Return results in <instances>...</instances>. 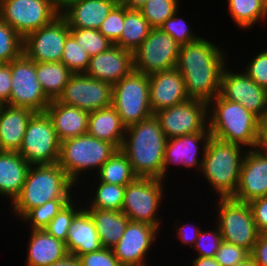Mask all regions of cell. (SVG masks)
Listing matches in <instances>:
<instances>
[{
  "label": "cell",
  "mask_w": 267,
  "mask_h": 266,
  "mask_svg": "<svg viewBox=\"0 0 267 266\" xmlns=\"http://www.w3.org/2000/svg\"><path fill=\"white\" fill-rule=\"evenodd\" d=\"M78 187L60 167L52 164L31 165L21 193L10 204L11 213L21 220L31 209L53 199H73Z\"/></svg>",
  "instance_id": "cell-4"
},
{
  "label": "cell",
  "mask_w": 267,
  "mask_h": 266,
  "mask_svg": "<svg viewBox=\"0 0 267 266\" xmlns=\"http://www.w3.org/2000/svg\"><path fill=\"white\" fill-rule=\"evenodd\" d=\"M79 259L82 266H122L112 248L102 247L98 251L80 255Z\"/></svg>",
  "instance_id": "cell-47"
},
{
  "label": "cell",
  "mask_w": 267,
  "mask_h": 266,
  "mask_svg": "<svg viewBox=\"0 0 267 266\" xmlns=\"http://www.w3.org/2000/svg\"><path fill=\"white\" fill-rule=\"evenodd\" d=\"M57 101L94 112L111 106L112 85L85 73L72 74Z\"/></svg>",
  "instance_id": "cell-17"
},
{
  "label": "cell",
  "mask_w": 267,
  "mask_h": 266,
  "mask_svg": "<svg viewBox=\"0 0 267 266\" xmlns=\"http://www.w3.org/2000/svg\"><path fill=\"white\" fill-rule=\"evenodd\" d=\"M18 153L30 165L58 162L60 141L46 112L35 113L31 117Z\"/></svg>",
  "instance_id": "cell-10"
},
{
  "label": "cell",
  "mask_w": 267,
  "mask_h": 266,
  "mask_svg": "<svg viewBox=\"0 0 267 266\" xmlns=\"http://www.w3.org/2000/svg\"><path fill=\"white\" fill-rule=\"evenodd\" d=\"M29 230L26 266H49L68 254L64 241L54 238L44 229Z\"/></svg>",
  "instance_id": "cell-27"
},
{
  "label": "cell",
  "mask_w": 267,
  "mask_h": 266,
  "mask_svg": "<svg viewBox=\"0 0 267 266\" xmlns=\"http://www.w3.org/2000/svg\"><path fill=\"white\" fill-rule=\"evenodd\" d=\"M65 244L68 253L78 257L102 248L95 224L84 207L74 216Z\"/></svg>",
  "instance_id": "cell-26"
},
{
  "label": "cell",
  "mask_w": 267,
  "mask_h": 266,
  "mask_svg": "<svg viewBox=\"0 0 267 266\" xmlns=\"http://www.w3.org/2000/svg\"><path fill=\"white\" fill-rule=\"evenodd\" d=\"M70 34L89 56L107 51L114 45L96 29L70 28Z\"/></svg>",
  "instance_id": "cell-40"
},
{
  "label": "cell",
  "mask_w": 267,
  "mask_h": 266,
  "mask_svg": "<svg viewBox=\"0 0 267 266\" xmlns=\"http://www.w3.org/2000/svg\"><path fill=\"white\" fill-rule=\"evenodd\" d=\"M261 121L244 106L220 94L208 102V129L212 137L221 141L246 146L248 150L258 148Z\"/></svg>",
  "instance_id": "cell-3"
},
{
  "label": "cell",
  "mask_w": 267,
  "mask_h": 266,
  "mask_svg": "<svg viewBox=\"0 0 267 266\" xmlns=\"http://www.w3.org/2000/svg\"><path fill=\"white\" fill-rule=\"evenodd\" d=\"M249 256L250 253L246 249L223 241L215 254V259L221 266H233Z\"/></svg>",
  "instance_id": "cell-46"
},
{
  "label": "cell",
  "mask_w": 267,
  "mask_h": 266,
  "mask_svg": "<svg viewBox=\"0 0 267 266\" xmlns=\"http://www.w3.org/2000/svg\"><path fill=\"white\" fill-rule=\"evenodd\" d=\"M233 266H257L251 256Z\"/></svg>",
  "instance_id": "cell-57"
},
{
  "label": "cell",
  "mask_w": 267,
  "mask_h": 266,
  "mask_svg": "<svg viewBox=\"0 0 267 266\" xmlns=\"http://www.w3.org/2000/svg\"><path fill=\"white\" fill-rule=\"evenodd\" d=\"M97 230L102 247L112 248L124 234L129 218L122 211L85 208Z\"/></svg>",
  "instance_id": "cell-30"
},
{
  "label": "cell",
  "mask_w": 267,
  "mask_h": 266,
  "mask_svg": "<svg viewBox=\"0 0 267 266\" xmlns=\"http://www.w3.org/2000/svg\"><path fill=\"white\" fill-rule=\"evenodd\" d=\"M133 70V52L112 45L107 51L91 56L85 74L113 86Z\"/></svg>",
  "instance_id": "cell-22"
},
{
  "label": "cell",
  "mask_w": 267,
  "mask_h": 266,
  "mask_svg": "<svg viewBox=\"0 0 267 266\" xmlns=\"http://www.w3.org/2000/svg\"><path fill=\"white\" fill-rule=\"evenodd\" d=\"M147 0H123L122 4L131 10H140Z\"/></svg>",
  "instance_id": "cell-55"
},
{
  "label": "cell",
  "mask_w": 267,
  "mask_h": 266,
  "mask_svg": "<svg viewBox=\"0 0 267 266\" xmlns=\"http://www.w3.org/2000/svg\"><path fill=\"white\" fill-rule=\"evenodd\" d=\"M116 4L115 0H75L60 15L69 28L98 30Z\"/></svg>",
  "instance_id": "cell-23"
},
{
  "label": "cell",
  "mask_w": 267,
  "mask_h": 266,
  "mask_svg": "<svg viewBox=\"0 0 267 266\" xmlns=\"http://www.w3.org/2000/svg\"><path fill=\"white\" fill-rule=\"evenodd\" d=\"M165 181L167 180L136 177L126 185L121 211L130 221L147 223L160 231L162 218L158 216V212L166 194Z\"/></svg>",
  "instance_id": "cell-7"
},
{
  "label": "cell",
  "mask_w": 267,
  "mask_h": 266,
  "mask_svg": "<svg viewBox=\"0 0 267 266\" xmlns=\"http://www.w3.org/2000/svg\"><path fill=\"white\" fill-rule=\"evenodd\" d=\"M91 56L76 42L74 37L69 34L65 40L64 51L61 62L73 73H85Z\"/></svg>",
  "instance_id": "cell-41"
},
{
  "label": "cell",
  "mask_w": 267,
  "mask_h": 266,
  "mask_svg": "<svg viewBox=\"0 0 267 266\" xmlns=\"http://www.w3.org/2000/svg\"><path fill=\"white\" fill-rule=\"evenodd\" d=\"M179 7V0H147L140 11L152 28H159Z\"/></svg>",
  "instance_id": "cell-38"
},
{
  "label": "cell",
  "mask_w": 267,
  "mask_h": 266,
  "mask_svg": "<svg viewBox=\"0 0 267 266\" xmlns=\"http://www.w3.org/2000/svg\"><path fill=\"white\" fill-rule=\"evenodd\" d=\"M193 266H221L215 257H198L192 260Z\"/></svg>",
  "instance_id": "cell-53"
},
{
  "label": "cell",
  "mask_w": 267,
  "mask_h": 266,
  "mask_svg": "<svg viewBox=\"0 0 267 266\" xmlns=\"http://www.w3.org/2000/svg\"><path fill=\"white\" fill-rule=\"evenodd\" d=\"M159 28L170 35L180 46L193 43L201 38L192 30L187 21L180 17L179 9Z\"/></svg>",
  "instance_id": "cell-42"
},
{
  "label": "cell",
  "mask_w": 267,
  "mask_h": 266,
  "mask_svg": "<svg viewBox=\"0 0 267 266\" xmlns=\"http://www.w3.org/2000/svg\"><path fill=\"white\" fill-rule=\"evenodd\" d=\"M117 3H122L123 0H115Z\"/></svg>",
  "instance_id": "cell-58"
},
{
  "label": "cell",
  "mask_w": 267,
  "mask_h": 266,
  "mask_svg": "<svg viewBox=\"0 0 267 266\" xmlns=\"http://www.w3.org/2000/svg\"><path fill=\"white\" fill-rule=\"evenodd\" d=\"M149 77L133 70L112 86V106L127 127L153 116L150 108Z\"/></svg>",
  "instance_id": "cell-8"
},
{
  "label": "cell",
  "mask_w": 267,
  "mask_h": 266,
  "mask_svg": "<svg viewBox=\"0 0 267 266\" xmlns=\"http://www.w3.org/2000/svg\"><path fill=\"white\" fill-rule=\"evenodd\" d=\"M23 53V37L0 17V63H10Z\"/></svg>",
  "instance_id": "cell-39"
},
{
  "label": "cell",
  "mask_w": 267,
  "mask_h": 266,
  "mask_svg": "<svg viewBox=\"0 0 267 266\" xmlns=\"http://www.w3.org/2000/svg\"><path fill=\"white\" fill-rule=\"evenodd\" d=\"M12 89L8 105L23 107L35 113L45 112L51 100L37 78L36 62L22 53L11 61Z\"/></svg>",
  "instance_id": "cell-11"
},
{
  "label": "cell",
  "mask_w": 267,
  "mask_h": 266,
  "mask_svg": "<svg viewBox=\"0 0 267 266\" xmlns=\"http://www.w3.org/2000/svg\"><path fill=\"white\" fill-rule=\"evenodd\" d=\"M72 199H53L44 205L31 209L20 221L28 223L32 230H42L57 213L66 206Z\"/></svg>",
  "instance_id": "cell-36"
},
{
  "label": "cell",
  "mask_w": 267,
  "mask_h": 266,
  "mask_svg": "<svg viewBox=\"0 0 267 266\" xmlns=\"http://www.w3.org/2000/svg\"><path fill=\"white\" fill-rule=\"evenodd\" d=\"M11 62L0 63V105H8L12 89Z\"/></svg>",
  "instance_id": "cell-49"
},
{
  "label": "cell",
  "mask_w": 267,
  "mask_h": 266,
  "mask_svg": "<svg viewBox=\"0 0 267 266\" xmlns=\"http://www.w3.org/2000/svg\"><path fill=\"white\" fill-rule=\"evenodd\" d=\"M59 15L50 0H0V17L23 38Z\"/></svg>",
  "instance_id": "cell-13"
},
{
  "label": "cell",
  "mask_w": 267,
  "mask_h": 266,
  "mask_svg": "<svg viewBox=\"0 0 267 266\" xmlns=\"http://www.w3.org/2000/svg\"><path fill=\"white\" fill-rule=\"evenodd\" d=\"M217 221L223 241L252 251L257 241V230L251 207L248 203L233 198H217Z\"/></svg>",
  "instance_id": "cell-9"
},
{
  "label": "cell",
  "mask_w": 267,
  "mask_h": 266,
  "mask_svg": "<svg viewBox=\"0 0 267 266\" xmlns=\"http://www.w3.org/2000/svg\"><path fill=\"white\" fill-rule=\"evenodd\" d=\"M117 148L110 142L99 140L88 133L60 142L58 164L68 177L78 186L81 175L98 172ZM94 169V170H93ZM90 170V171H89ZM81 179V180H80Z\"/></svg>",
  "instance_id": "cell-6"
},
{
  "label": "cell",
  "mask_w": 267,
  "mask_h": 266,
  "mask_svg": "<svg viewBox=\"0 0 267 266\" xmlns=\"http://www.w3.org/2000/svg\"><path fill=\"white\" fill-rule=\"evenodd\" d=\"M75 199H79L78 196H75L74 199L64 206L44 229L54 238L64 242L67 240L68 230L74 216L83 208L82 206H84L83 203L81 204Z\"/></svg>",
  "instance_id": "cell-37"
},
{
  "label": "cell",
  "mask_w": 267,
  "mask_h": 266,
  "mask_svg": "<svg viewBox=\"0 0 267 266\" xmlns=\"http://www.w3.org/2000/svg\"><path fill=\"white\" fill-rule=\"evenodd\" d=\"M223 242L222 235L218 225L215 226V229L203 230L201 229L197 240L192 247L196 252H198V257H215L217 250L220 247V244ZM197 250V251H196Z\"/></svg>",
  "instance_id": "cell-44"
},
{
  "label": "cell",
  "mask_w": 267,
  "mask_h": 266,
  "mask_svg": "<svg viewBox=\"0 0 267 266\" xmlns=\"http://www.w3.org/2000/svg\"><path fill=\"white\" fill-rule=\"evenodd\" d=\"M75 0H50L51 4L61 13L69 4Z\"/></svg>",
  "instance_id": "cell-56"
},
{
  "label": "cell",
  "mask_w": 267,
  "mask_h": 266,
  "mask_svg": "<svg viewBox=\"0 0 267 266\" xmlns=\"http://www.w3.org/2000/svg\"><path fill=\"white\" fill-rule=\"evenodd\" d=\"M31 165L16 151H0V196L12 202L21 193Z\"/></svg>",
  "instance_id": "cell-28"
},
{
  "label": "cell",
  "mask_w": 267,
  "mask_h": 266,
  "mask_svg": "<svg viewBox=\"0 0 267 266\" xmlns=\"http://www.w3.org/2000/svg\"><path fill=\"white\" fill-rule=\"evenodd\" d=\"M226 64L220 83V95L229 101L239 103L261 120L267 118V90L260 87L244 71H231Z\"/></svg>",
  "instance_id": "cell-15"
},
{
  "label": "cell",
  "mask_w": 267,
  "mask_h": 266,
  "mask_svg": "<svg viewBox=\"0 0 267 266\" xmlns=\"http://www.w3.org/2000/svg\"><path fill=\"white\" fill-rule=\"evenodd\" d=\"M34 114L28 108L0 105V151L20 150L28 122Z\"/></svg>",
  "instance_id": "cell-25"
},
{
  "label": "cell",
  "mask_w": 267,
  "mask_h": 266,
  "mask_svg": "<svg viewBox=\"0 0 267 266\" xmlns=\"http://www.w3.org/2000/svg\"><path fill=\"white\" fill-rule=\"evenodd\" d=\"M227 1L229 15L239 29L251 30L256 23L267 20V4L263 0Z\"/></svg>",
  "instance_id": "cell-33"
},
{
  "label": "cell",
  "mask_w": 267,
  "mask_h": 266,
  "mask_svg": "<svg viewBox=\"0 0 267 266\" xmlns=\"http://www.w3.org/2000/svg\"><path fill=\"white\" fill-rule=\"evenodd\" d=\"M248 149L210 137L200 174L217 198H233L237 189L242 163Z\"/></svg>",
  "instance_id": "cell-5"
},
{
  "label": "cell",
  "mask_w": 267,
  "mask_h": 266,
  "mask_svg": "<svg viewBox=\"0 0 267 266\" xmlns=\"http://www.w3.org/2000/svg\"><path fill=\"white\" fill-rule=\"evenodd\" d=\"M267 195V153L259 147L247 151L233 199L249 203Z\"/></svg>",
  "instance_id": "cell-20"
},
{
  "label": "cell",
  "mask_w": 267,
  "mask_h": 266,
  "mask_svg": "<svg viewBox=\"0 0 267 266\" xmlns=\"http://www.w3.org/2000/svg\"><path fill=\"white\" fill-rule=\"evenodd\" d=\"M253 218L260 234H267V195L250 201Z\"/></svg>",
  "instance_id": "cell-48"
},
{
  "label": "cell",
  "mask_w": 267,
  "mask_h": 266,
  "mask_svg": "<svg viewBox=\"0 0 267 266\" xmlns=\"http://www.w3.org/2000/svg\"><path fill=\"white\" fill-rule=\"evenodd\" d=\"M45 112L50 117L60 142L86 134L89 112L52 100Z\"/></svg>",
  "instance_id": "cell-24"
},
{
  "label": "cell",
  "mask_w": 267,
  "mask_h": 266,
  "mask_svg": "<svg viewBox=\"0 0 267 266\" xmlns=\"http://www.w3.org/2000/svg\"><path fill=\"white\" fill-rule=\"evenodd\" d=\"M213 43L201 37L180 46L175 67L184 79L189 98L207 103L219 95L221 74L229 59L224 48Z\"/></svg>",
  "instance_id": "cell-1"
},
{
  "label": "cell",
  "mask_w": 267,
  "mask_h": 266,
  "mask_svg": "<svg viewBox=\"0 0 267 266\" xmlns=\"http://www.w3.org/2000/svg\"><path fill=\"white\" fill-rule=\"evenodd\" d=\"M250 256L257 266H267V234H259Z\"/></svg>",
  "instance_id": "cell-51"
},
{
  "label": "cell",
  "mask_w": 267,
  "mask_h": 266,
  "mask_svg": "<svg viewBox=\"0 0 267 266\" xmlns=\"http://www.w3.org/2000/svg\"><path fill=\"white\" fill-rule=\"evenodd\" d=\"M36 73L51 101L58 99L73 74L62 62H36Z\"/></svg>",
  "instance_id": "cell-31"
},
{
  "label": "cell",
  "mask_w": 267,
  "mask_h": 266,
  "mask_svg": "<svg viewBox=\"0 0 267 266\" xmlns=\"http://www.w3.org/2000/svg\"><path fill=\"white\" fill-rule=\"evenodd\" d=\"M148 77L150 108L153 114L190 99L184 79L176 68L153 73Z\"/></svg>",
  "instance_id": "cell-21"
},
{
  "label": "cell",
  "mask_w": 267,
  "mask_h": 266,
  "mask_svg": "<svg viewBox=\"0 0 267 266\" xmlns=\"http://www.w3.org/2000/svg\"><path fill=\"white\" fill-rule=\"evenodd\" d=\"M95 177L104 183L126 186L137 176L133 172L127 155L121 149H117L97 174L95 173Z\"/></svg>",
  "instance_id": "cell-34"
},
{
  "label": "cell",
  "mask_w": 267,
  "mask_h": 266,
  "mask_svg": "<svg viewBox=\"0 0 267 266\" xmlns=\"http://www.w3.org/2000/svg\"><path fill=\"white\" fill-rule=\"evenodd\" d=\"M49 266H82L78 256L67 254L64 258L53 262Z\"/></svg>",
  "instance_id": "cell-52"
},
{
  "label": "cell",
  "mask_w": 267,
  "mask_h": 266,
  "mask_svg": "<svg viewBox=\"0 0 267 266\" xmlns=\"http://www.w3.org/2000/svg\"><path fill=\"white\" fill-rule=\"evenodd\" d=\"M167 138L155 115L126 127L121 150L137 177L162 179Z\"/></svg>",
  "instance_id": "cell-2"
},
{
  "label": "cell",
  "mask_w": 267,
  "mask_h": 266,
  "mask_svg": "<svg viewBox=\"0 0 267 266\" xmlns=\"http://www.w3.org/2000/svg\"><path fill=\"white\" fill-rule=\"evenodd\" d=\"M165 137L176 138L187 134L209 131L208 103L199 99L160 110L154 114Z\"/></svg>",
  "instance_id": "cell-14"
},
{
  "label": "cell",
  "mask_w": 267,
  "mask_h": 266,
  "mask_svg": "<svg viewBox=\"0 0 267 266\" xmlns=\"http://www.w3.org/2000/svg\"><path fill=\"white\" fill-rule=\"evenodd\" d=\"M243 70L260 87L267 90V49H263L248 61Z\"/></svg>",
  "instance_id": "cell-45"
},
{
  "label": "cell",
  "mask_w": 267,
  "mask_h": 266,
  "mask_svg": "<svg viewBox=\"0 0 267 266\" xmlns=\"http://www.w3.org/2000/svg\"><path fill=\"white\" fill-rule=\"evenodd\" d=\"M70 28L59 15L50 24L28 33L23 38V53L35 62H61Z\"/></svg>",
  "instance_id": "cell-16"
},
{
  "label": "cell",
  "mask_w": 267,
  "mask_h": 266,
  "mask_svg": "<svg viewBox=\"0 0 267 266\" xmlns=\"http://www.w3.org/2000/svg\"><path fill=\"white\" fill-rule=\"evenodd\" d=\"M176 224L175 222V232L177 239H179L181 241V243H183L185 246H190L193 247L197 237L199 236V233L201 231V228L196 226V225H190L189 223L186 224ZM192 229V230H191ZM189 230V231H188Z\"/></svg>",
  "instance_id": "cell-50"
},
{
  "label": "cell",
  "mask_w": 267,
  "mask_h": 266,
  "mask_svg": "<svg viewBox=\"0 0 267 266\" xmlns=\"http://www.w3.org/2000/svg\"><path fill=\"white\" fill-rule=\"evenodd\" d=\"M210 137V131H201L176 138H168L164 153L162 179L166 180L168 178L169 166L180 165L186 169L188 168V170L195 168L196 172L200 171ZM198 154H200V158Z\"/></svg>",
  "instance_id": "cell-19"
},
{
  "label": "cell",
  "mask_w": 267,
  "mask_h": 266,
  "mask_svg": "<svg viewBox=\"0 0 267 266\" xmlns=\"http://www.w3.org/2000/svg\"><path fill=\"white\" fill-rule=\"evenodd\" d=\"M94 179L97 181H94L97 184L94 185L95 187L93 191H89V193L93 192L94 194L92 193L93 196L90 194V199L87 197L89 201L88 203L84 200L83 203L85 204L83 205L85 206L83 207L121 211L126 186L104 183L102 181L98 182L97 178Z\"/></svg>",
  "instance_id": "cell-35"
},
{
  "label": "cell",
  "mask_w": 267,
  "mask_h": 266,
  "mask_svg": "<svg viewBox=\"0 0 267 266\" xmlns=\"http://www.w3.org/2000/svg\"><path fill=\"white\" fill-rule=\"evenodd\" d=\"M180 45L160 28H152L149 36L133 52L134 70L146 75L176 67Z\"/></svg>",
  "instance_id": "cell-12"
},
{
  "label": "cell",
  "mask_w": 267,
  "mask_h": 266,
  "mask_svg": "<svg viewBox=\"0 0 267 266\" xmlns=\"http://www.w3.org/2000/svg\"><path fill=\"white\" fill-rule=\"evenodd\" d=\"M152 27L140 10L124 6V24L119 41L115 44L122 49L134 52L149 36Z\"/></svg>",
  "instance_id": "cell-32"
},
{
  "label": "cell",
  "mask_w": 267,
  "mask_h": 266,
  "mask_svg": "<svg viewBox=\"0 0 267 266\" xmlns=\"http://www.w3.org/2000/svg\"><path fill=\"white\" fill-rule=\"evenodd\" d=\"M259 148L267 153V118L261 121Z\"/></svg>",
  "instance_id": "cell-54"
},
{
  "label": "cell",
  "mask_w": 267,
  "mask_h": 266,
  "mask_svg": "<svg viewBox=\"0 0 267 266\" xmlns=\"http://www.w3.org/2000/svg\"><path fill=\"white\" fill-rule=\"evenodd\" d=\"M124 24V5L117 3L101 23L99 32L114 45L119 41Z\"/></svg>",
  "instance_id": "cell-43"
},
{
  "label": "cell",
  "mask_w": 267,
  "mask_h": 266,
  "mask_svg": "<svg viewBox=\"0 0 267 266\" xmlns=\"http://www.w3.org/2000/svg\"><path fill=\"white\" fill-rule=\"evenodd\" d=\"M159 233L155 226L129 220L123 236L112 247L113 253L122 266H148L147 252L150 254Z\"/></svg>",
  "instance_id": "cell-18"
},
{
  "label": "cell",
  "mask_w": 267,
  "mask_h": 266,
  "mask_svg": "<svg viewBox=\"0 0 267 266\" xmlns=\"http://www.w3.org/2000/svg\"><path fill=\"white\" fill-rule=\"evenodd\" d=\"M125 132L126 126L112 105L89 113L87 130L89 135L110 142L117 149H121Z\"/></svg>",
  "instance_id": "cell-29"
}]
</instances>
